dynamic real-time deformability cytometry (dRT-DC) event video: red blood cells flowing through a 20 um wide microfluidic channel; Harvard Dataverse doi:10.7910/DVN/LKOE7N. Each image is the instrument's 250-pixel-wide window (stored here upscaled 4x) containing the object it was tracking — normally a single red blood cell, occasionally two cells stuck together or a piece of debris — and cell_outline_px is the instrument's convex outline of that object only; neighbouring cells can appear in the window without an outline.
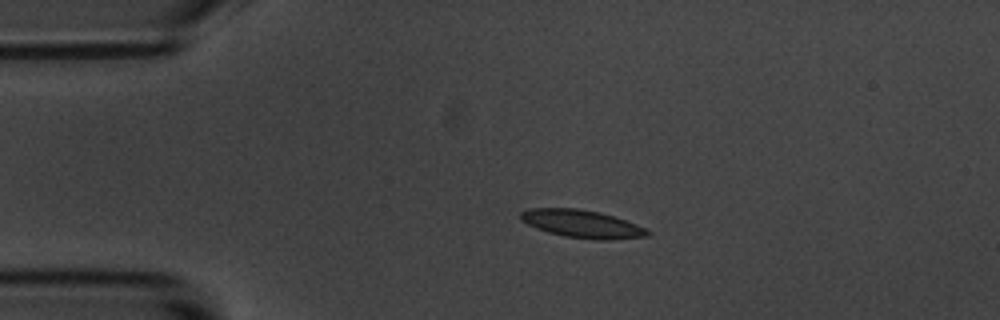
{"species": "common noctule bat (a hibernating species)", "species_latin": "Nyctalus noctula", "temperature_condition": "room temperature", "stored_images_in_passage": 4, "camera_frame_rate_fps": 3000, "um_per_image_px": 0.085, "animal": {"sex": "male", "body_mass_g": 20.1, "forearm_length_mm": 53.5}, "frame": {"image": 1, "passage_image": 3, "time_ms": 2.333, "image_size_px": [1000, 320], "cell_outline_px": [[652, 232], [648, 236], [608, 240], [596, 240], [564, 236], [548, 232], [536, 228], [520, 220], [520, 212], [528, 208], [576, 208], [600, 212], [636, 224]], "centroid_in_image_um": [49.44, 19.03], "position_along_channel_um": 35.6, "area_um2": 20.52}}